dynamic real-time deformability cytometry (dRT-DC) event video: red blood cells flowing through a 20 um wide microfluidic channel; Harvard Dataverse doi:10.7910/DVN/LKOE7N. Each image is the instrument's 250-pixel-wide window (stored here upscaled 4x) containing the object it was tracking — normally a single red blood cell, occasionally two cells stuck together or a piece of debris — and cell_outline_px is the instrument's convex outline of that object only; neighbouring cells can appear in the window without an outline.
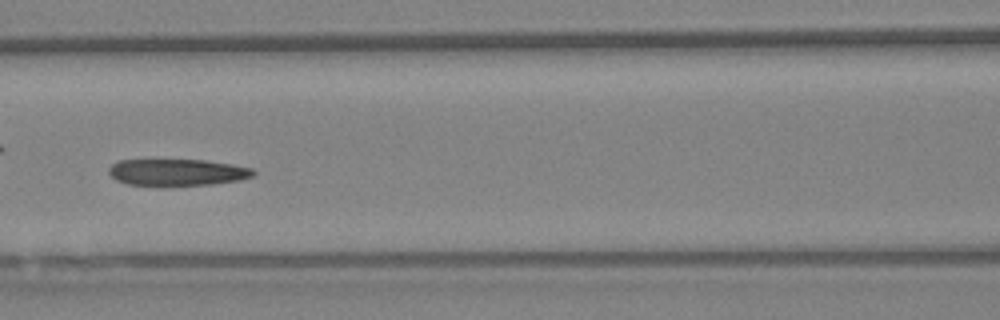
{"species": "Egyptian fruit bat (a non-hibernating species)", "species_latin": "Rousettus aegyptiacus", "temperature_condition": "warm", "stored_images_in_passage": 41, "camera_frame_rate_fps": 3000, "um_per_image_px": 0.085, "animal": {"sex": "female"}, "frame": {"image": 1, "passage_image": 18, "time_ms": 5.667, "image_size_px": [1000, 320], "cell_outline_px": [[256, 172], [252, 176], [240, 180], [212, 184], [164, 188], [160, 188], [128, 184], [116, 180], [108, 172], [108, 168], [112, 164], [120, 160], [204, 160], [232, 164], [252, 168]], "centroid_in_image_um": [15.03, 14.68], "position_along_channel_um": 151.6, "area_um2": 23.24}}
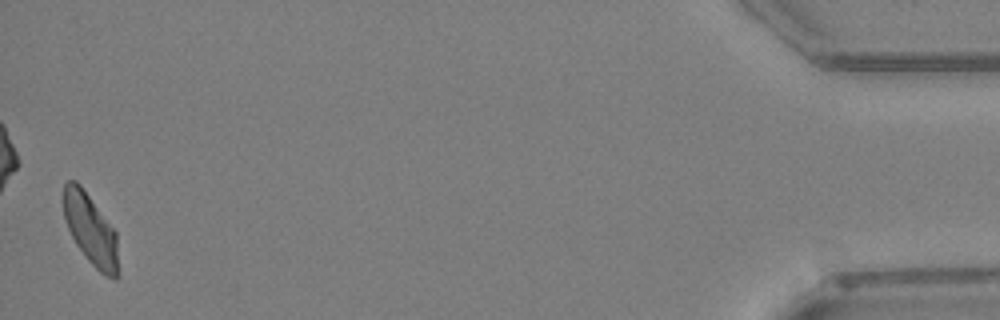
{"frame": {"image": 2, "passage_image": 41, "time_ms": 13.333, "image_size_px": [1000, 320], "cell_outline_px": [[116, 280], [104, 276], [88, 260], [76, 244], [68, 228], [64, 216], [60, 200], [64, 184], [68, 180], [76, 180], [80, 184], [116, 232]], "centroid_in_image_um": [7.62, 19.43], "position_along_channel_um": 427.6, "area_um2": 22.43}}